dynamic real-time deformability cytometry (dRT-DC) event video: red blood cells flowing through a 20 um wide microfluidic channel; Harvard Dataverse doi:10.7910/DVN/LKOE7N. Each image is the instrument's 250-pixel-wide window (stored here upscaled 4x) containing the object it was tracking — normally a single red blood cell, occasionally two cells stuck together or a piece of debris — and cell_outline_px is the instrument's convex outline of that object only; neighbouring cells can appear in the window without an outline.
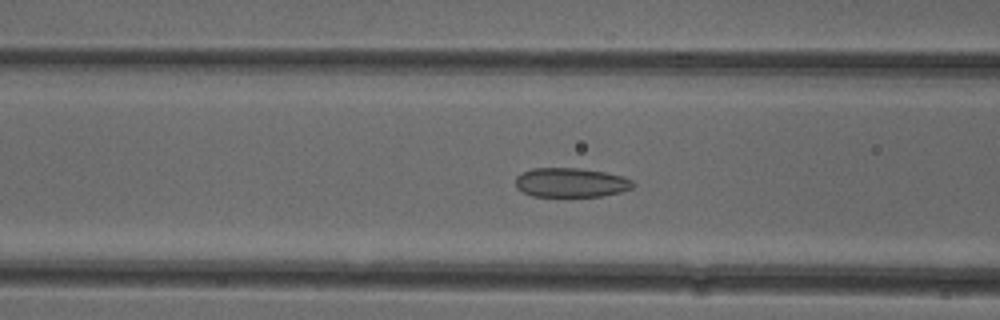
{"species": "common noctule bat (a hibernating species)", "species_latin": "Nyctalus noctula", "temperature_condition": "cold", "stored_images_in_passage": 49, "camera_frame_rate_fps": 3000, "um_per_image_px": 0.085, "animal": {"sex": "female"}, "frame": {"image": 1, "passage_image": 17, "time_ms": 5.333, "image_size_px": [1000, 320], "cell_outline_px": [[636, 184], [632, 188], [620, 192], [600, 196], [532, 196], [516, 188], [516, 176], [520, 172], [532, 168], [576, 168], [604, 172], [624, 176], [632, 180]], "centroid_in_image_um": [48.52, 15.51], "position_along_channel_um": 118.1, "area_um2": 20.11}}
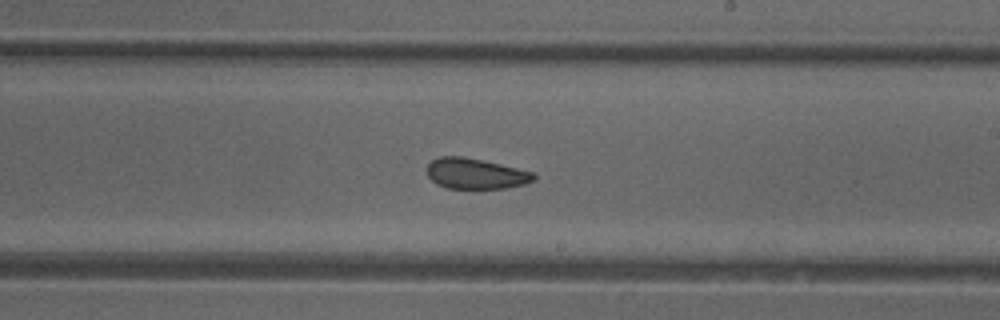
{"frame": {"image": 2, "passage_image": 27, "time_ms": 8.667, "image_size_px": [1000, 320], "cell_outline_px": [[536, 180], [524, 184], [504, 188], [448, 188], [436, 184], [428, 176], [428, 164], [432, 160], [440, 156], [464, 156], [500, 164], [532, 172], [536, 176]], "centroid_in_image_um": [40.42, 14.75], "position_along_channel_um": 248.6, "area_um2": 18.9}}
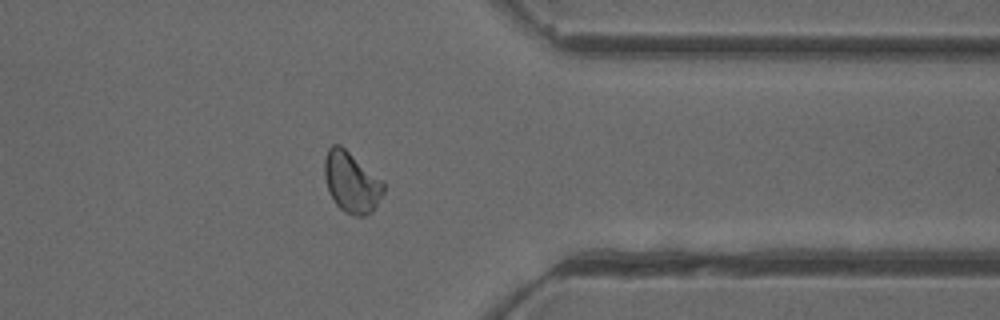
{"frame": {"image": 3, "passage_image": 38, "time_ms": 12.333, "image_size_px": [1000, 320], "cell_outline_px": [[384, 192], [372, 212], [364, 216], [356, 216], [344, 212], [336, 204], [328, 192], [324, 176], [324, 160], [328, 148], [332, 144], [340, 144], [380, 180], [384, 184]], "centroid_in_image_um": [29.83, 15.51], "position_along_channel_um": 381.6, "area_um2": 20.63}, "authors_computed_cell_mechanics": {"area_um2": 20.5768, "velocity_mm_per_s": 3.9081, "shape_relaxation_time_tau1_ms": 3.8798, "shape_relaxation_time_tau2_ms": 2.2301, "deformation_change_tau1": 0.0719, "deformation_change_tau2": 0.0791}}